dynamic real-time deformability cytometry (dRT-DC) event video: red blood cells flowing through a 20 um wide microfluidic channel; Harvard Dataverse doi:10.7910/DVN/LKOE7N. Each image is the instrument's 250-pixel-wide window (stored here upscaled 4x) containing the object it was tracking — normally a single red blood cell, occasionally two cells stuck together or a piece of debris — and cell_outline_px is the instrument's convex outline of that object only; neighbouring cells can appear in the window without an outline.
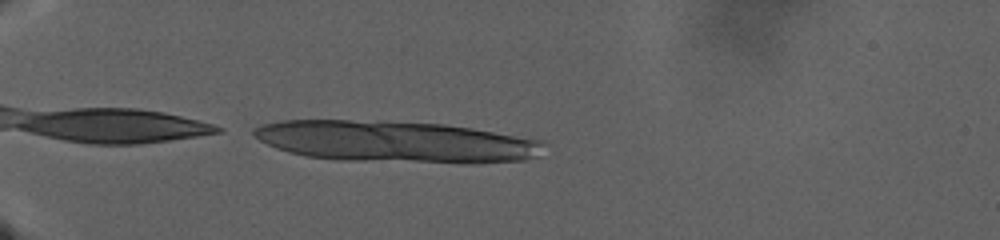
{"species": "human", "species_latin": "Homo sapiens", "temperature_condition": "warm", "stored_images_in_passage": 11, "camera_frame_rate_fps": 3000, "um_per_image_px": 0.085, "donor": {"sex": "male"}, "frame": {"image": 1, "passage_image": 1, "time_ms": 0.0, "image_size_px": [1000, 240], "cell_outline_px": [[548, 144], [540, 156], [524, 160], [472, 164], [468, 164], [340, 160], [308, 156], [288, 152], [276, 148], [252, 136], [252, 128], [260, 124], [280, 120], [380, 120], [444, 124], [532, 136], [544, 140]], "centroid_in_image_um": [33.77, 12.04], "position_along_channel_um": 51.2, "area_um2": 72.02}}